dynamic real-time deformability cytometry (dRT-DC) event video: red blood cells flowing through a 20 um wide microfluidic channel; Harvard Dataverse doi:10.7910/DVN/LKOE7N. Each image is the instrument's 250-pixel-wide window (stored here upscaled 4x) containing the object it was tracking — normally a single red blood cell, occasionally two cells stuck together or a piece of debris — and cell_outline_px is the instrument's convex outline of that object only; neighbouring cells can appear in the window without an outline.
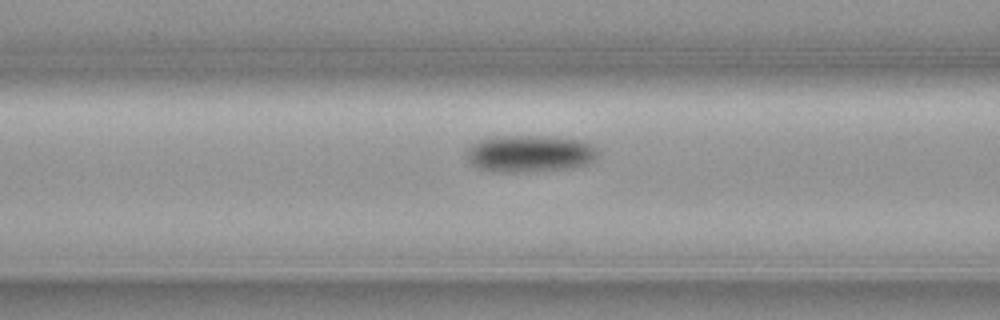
{"species": "common noctule bat (a hibernating species)", "species_latin": "Nyctalus noctula", "temperature_condition": "cold", "stored_images_in_passage": 6, "segment_of_instrument_passage": [2, 2], "camera_frame_rate_fps": 3000, "um_per_image_px": 0.085, "animal": {"sex": "female", "body_mass_g": 19.3, "forearm_length_mm": 54.1}, "frame": {"image": 1, "passage_image": 6, "time_ms": 1.667, "image_size_px": [1000, 320], "cell_outline_px": [[600, 152], [592, 160], [584, 164], [572, 168], [528, 172], [500, 172], [480, 168], [472, 164], [464, 156], [464, 152], [472, 144], [480, 140], [496, 136], [536, 136], [584, 140], [596, 148]], "centroid_in_image_um": [45.0, 13.06], "position_along_channel_um": 121.6, "area_um2": 28.32}}